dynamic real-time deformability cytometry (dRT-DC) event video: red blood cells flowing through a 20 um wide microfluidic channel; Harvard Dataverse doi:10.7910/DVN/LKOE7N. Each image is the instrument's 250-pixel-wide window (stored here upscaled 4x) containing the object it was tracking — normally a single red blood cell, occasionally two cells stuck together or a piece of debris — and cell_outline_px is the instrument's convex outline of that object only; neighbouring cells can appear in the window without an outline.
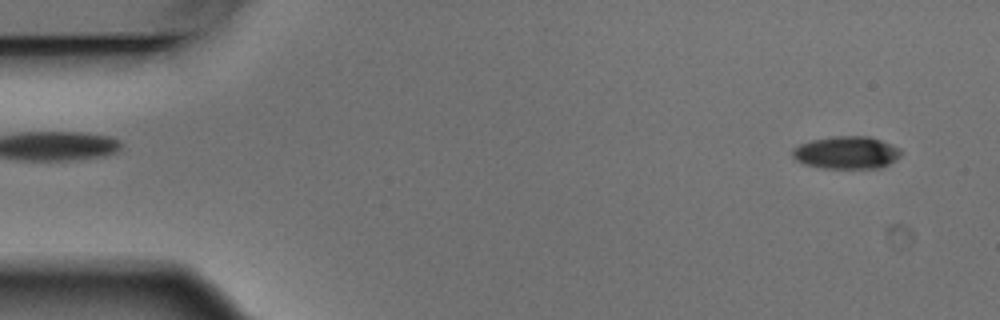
{"species": "Egyptian fruit bat (a non-hibernating species)", "species_latin": "Rousettus aegyptiacus", "temperature_condition": "warm", "stored_images_in_passage": 6, "segment_of_instrument_passage": [2, 2], "camera_frame_rate_fps": 3000, "um_per_image_px": 0.085, "animal": {"sex": "male"}, "frame": {"image": 1, "passage_image": 6, "time_ms": 1.667, "image_size_px": [1000, 320], "cell_outline_px": [[900, 156], [896, 160], [880, 168], [820, 168], [804, 164], [796, 160], [792, 156], [792, 148], [800, 144], [812, 140], [832, 136], [868, 136], [892, 144], [900, 148]], "centroid_in_image_um": [71.94, 12.97], "position_along_channel_um": 13.1, "area_um2": 20.69}}